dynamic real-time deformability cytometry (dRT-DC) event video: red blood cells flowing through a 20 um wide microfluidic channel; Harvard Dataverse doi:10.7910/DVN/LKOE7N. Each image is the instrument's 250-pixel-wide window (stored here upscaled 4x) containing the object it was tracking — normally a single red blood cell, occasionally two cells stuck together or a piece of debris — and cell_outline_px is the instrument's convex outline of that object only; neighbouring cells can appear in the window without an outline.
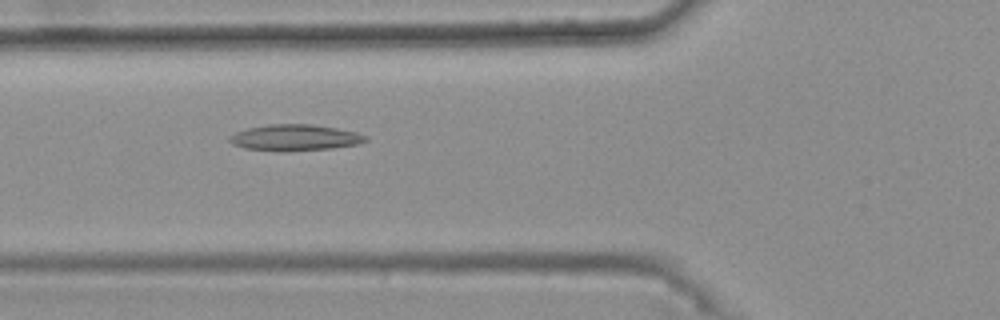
{"species": "common noctule bat (a hibernating species)", "species_latin": "Nyctalus noctula", "temperature_condition": "warm", "stored_images_in_passage": 49, "camera_frame_rate_fps": 3000, "um_per_image_px": 0.085, "animal": {"sex": "female", "body_mass_g": 25.1}, "frame": {"image": 1, "passage_image": 20, "time_ms": 6.333, "image_size_px": [1000, 320], "cell_outline_px": [[368, 140], [360, 144], [332, 148], [284, 152], [280, 152], [244, 148], [232, 144], [228, 140], [228, 136], [236, 132], [248, 128], [268, 124], [312, 124], [336, 128], [356, 132], [368, 136]], "centroid_in_image_um": [25.06, 11.71], "position_along_channel_um": 100.7, "area_um2": 21.04}}
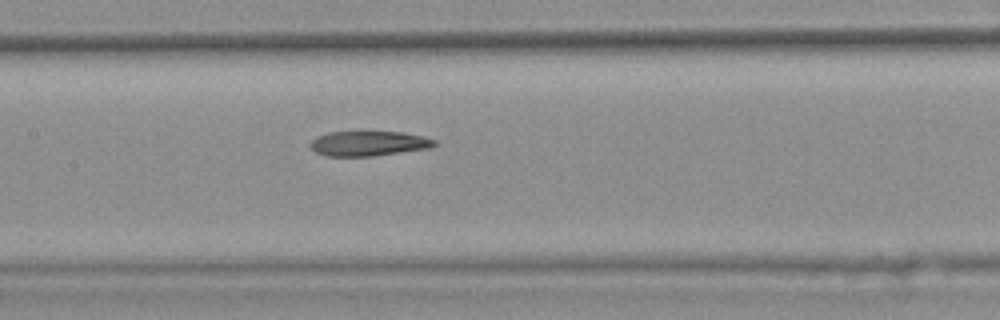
{"frame": {"image": 2, "passage_image": 26, "time_ms": 8.333, "image_size_px": [1000, 320], "cell_outline_px": [[436, 144], [432, 148], [372, 156], [324, 156], [316, 152], [308, 144], [316, 136], [328, 132], [404, 132], [424, 136], [436, 140]], "centroid_in_image_um": [31.34, 12.19], "position_along_channel_um": 176.1, "area_um2": 18.15}}
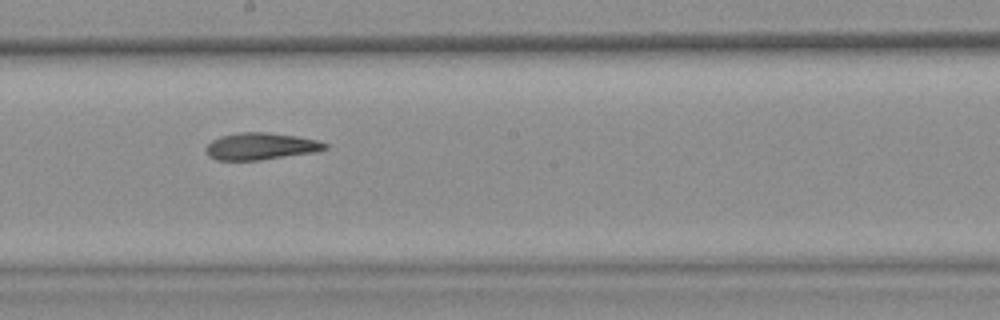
{"frame": {"image": 3, "passage_image": 30, "time_ms": 9.667, "image_size_px": [1000, 320], "cell_outline_px": [[328, 148], [316, 152], [260, 160], [216, 160], [208, 156], [204, 148], [212, 140], [220, 136], [240, 132], [264, 132], [296, 136], [320, 140], [328, 144]], "centroid_in_image_um": [22.17, 12.43], "position_along_channel_um": 226.0, "area_um2": 18.84}, "authors_computed_cell_mechanics": {"area_um2": 19.4786, "velocity_mm_per_s": 3.7565, "shape_relaxation_time_tau1_ms": null, "shape_relaxation_time_tau2_ms": 7.1607, "deformation_change_tau1": null, "deformation_change_tau2": 0.1652}}